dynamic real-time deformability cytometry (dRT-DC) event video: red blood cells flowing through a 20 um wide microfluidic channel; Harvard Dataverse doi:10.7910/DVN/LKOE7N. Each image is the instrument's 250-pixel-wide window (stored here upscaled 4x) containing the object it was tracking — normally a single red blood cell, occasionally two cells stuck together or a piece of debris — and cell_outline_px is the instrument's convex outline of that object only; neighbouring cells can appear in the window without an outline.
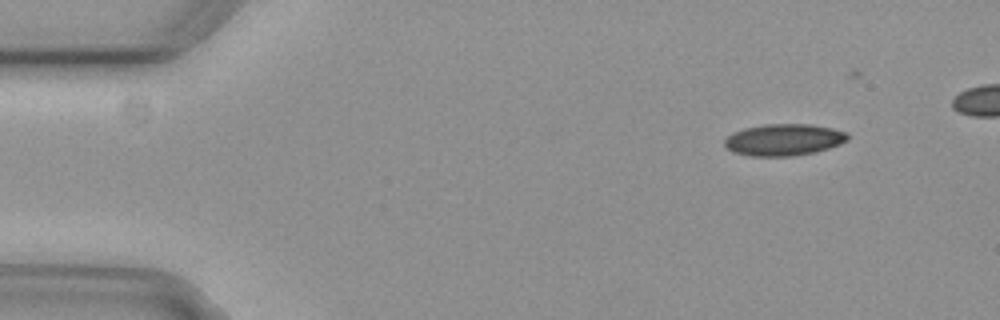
{"species": "common noctule bat (a hibernating species)", "species_latin": "Nyctalus noctula", "temperature_condition": "cold", "stored_images_in_passage": 20, "camera_frame_rate_fps": 3000, "um_per_image_px": 0.085, "animal": {"sex": "female", "body_mass_g": 29.2, "forearm_length_mm": 56.3}, "frame": {"image": 1, "passage_image": 6, "time_ms": 1.667, "image_size_px": [1000, 320], "cell_outline_px": [[848, 140], [840, 144], [816, 152], [792, 156], [752, 156], [736, 152], [728, 148], [724, 144], [724, 140], [732, 132], [744, 128], [764, 124], [812, 124], [832, 128], [848, 132]], "centroid_in_image_um": [66.65, 11.87], "position_along_channel_um": 18.3, "area_um2": 22.77}}